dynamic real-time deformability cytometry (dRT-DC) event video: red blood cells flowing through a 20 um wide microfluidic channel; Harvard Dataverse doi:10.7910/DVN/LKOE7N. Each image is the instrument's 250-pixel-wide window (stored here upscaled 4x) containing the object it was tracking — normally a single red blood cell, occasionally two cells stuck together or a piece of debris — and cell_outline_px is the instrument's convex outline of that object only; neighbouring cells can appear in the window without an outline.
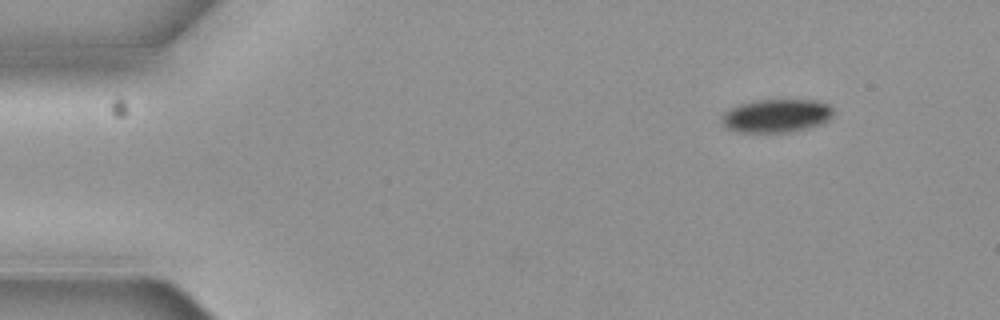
{"species": "common noctule bat (a hibernating species)", "species_latin": "Nyctalus noctula", "temperature_condition": "cold", "stored_images_in_passage": 7, "segment_of_instrument_passage": [2, 2], "camera_frame_rate_fps": 3000, "um_per_image_px": 0.085, "animal": {"sex": "female", "body_mass_g": 19.3, "forearm_length_mm": 54.1}, "frame": {"image": 1, "passage_image": 7, "time_ms": 2.0, "image_size_px": [1000, 320], "cell_outline_px": [[832, 112], [820, 124], [784, 132], [740, 132], [728, 128], [720, 120], [720, 116], [728, 108], [740, 104], [756, 100], [816, 100], [828, 104], [832, 108]], "centroid_in_image_um": [65.9, 9.82], "position_along_channel_um": 19.1, "area_um2": 21.21}}